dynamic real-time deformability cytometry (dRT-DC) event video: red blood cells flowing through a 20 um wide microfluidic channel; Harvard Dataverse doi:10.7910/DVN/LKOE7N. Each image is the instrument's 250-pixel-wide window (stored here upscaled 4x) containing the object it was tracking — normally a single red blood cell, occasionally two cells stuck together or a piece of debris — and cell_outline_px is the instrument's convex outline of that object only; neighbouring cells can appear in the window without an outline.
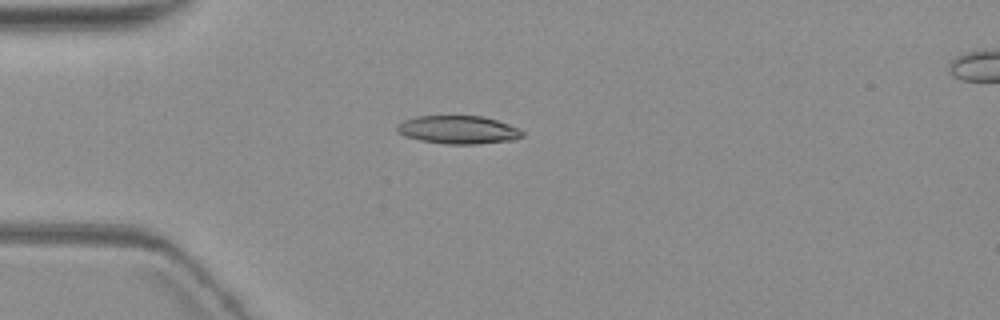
{"species": "common noctule bat (a hibernating species)", "species_latin": "Nyctalus noctula", "temperature_condition": "warm", "stored_images_in_passage": 9, "camera_frame_rate_fps": 3000, "um_per_image_px": 0.085, "animal": {"sex": "female", "body_mass_g": 19.3, "forearm_length_mm": 54.1}, "frame": {"image": 1, "passage_image": 4, "time_ms": 3.667, "image_size_px": [1000, 320], "cell_outline_px": [[524, 136], [512, 140], [476, 144], [444, 144], [420, 140], [404, 136], [396, 132], [396, 124], [404, 120], [416, 116], [480, 116], [496, 120], [520, 128], [524, 132]], "centroid_in_image_um": [38.92, 11.03], "position_along_channel_um": 46.1, "area_um2": 20.69}}
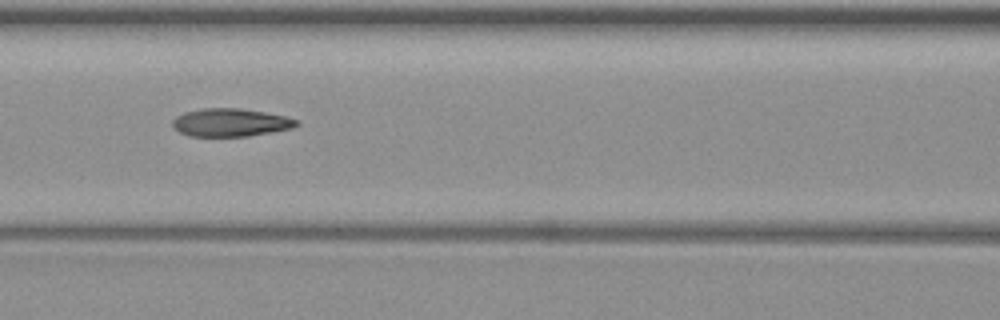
{"frame": {"image": 2, "passage_image": 7, "time_ms": 7.0, "image_size_px": [1000, 320], "cell_outline_px": [[300, 124], [292, 128], [248, 136], [188, 136], [180, 132], [172, 124], [172, 120], [176, 116], [184, 112], [200, 108], [240, 108], [264, 112], [284, 116], [300, 120]], "centroid_in_image_um": [19.59, 10.4], "position_along_channel_um": 147.0, "area_um2": 20.23}}
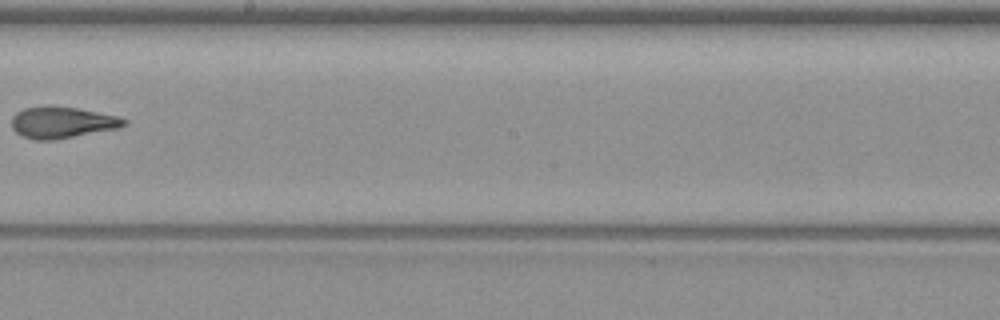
{"frame": {"image": 3, "passage_image": 9, "time_ms": 9.667, "image_size_px": [1000, 320], "cell_outline_px": [[128, 120], [120, 128], [56, 140], [36, 140], [24, 136], [16, 132], [12, 128], [12, 116], [16, 112], [24, 108], [76, 108], [116, 116]], "centroid_in_image_um": [5.29, 10.45], "position_along_channel_um": 242.9, "area_um2": 20.0}}